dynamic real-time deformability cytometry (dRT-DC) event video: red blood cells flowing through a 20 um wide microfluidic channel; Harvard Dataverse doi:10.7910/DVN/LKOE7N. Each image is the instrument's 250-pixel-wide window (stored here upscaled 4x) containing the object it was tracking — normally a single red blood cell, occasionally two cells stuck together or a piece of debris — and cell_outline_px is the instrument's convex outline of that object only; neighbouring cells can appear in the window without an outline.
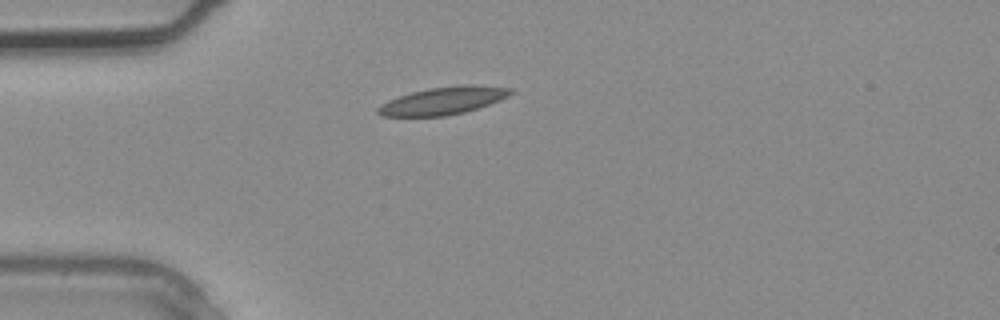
{"species": "common noctule bat (a hibernating species)", "species_latin": "Nyctalus noctula", "temperature_condition": "warm", "stored_images_in_passage": 1, "camera_frame_rate_fps": 3000, "um_per_image_px": 0.085, "animal": {"sex": "male", "body_mass_g": 20.4}, "frame": {"image": 1, "passage_image": 1, "time_ms": 0.0, "image_size_px": [1000, 320], "cell_outline_px": [[512, 92], [508, 96], [500, 100], [464, 112], [444, 116], [380, 116], [376, 112], [376, 108], [380, 104], [388, 100], [412, 92], [428, 88], [460, 84], [472, 84], [512, 88]], "centroid_in_image_um": [37.64, 8.55], "position_along_channel_um": 47.4, "area_um2": 21.33}}